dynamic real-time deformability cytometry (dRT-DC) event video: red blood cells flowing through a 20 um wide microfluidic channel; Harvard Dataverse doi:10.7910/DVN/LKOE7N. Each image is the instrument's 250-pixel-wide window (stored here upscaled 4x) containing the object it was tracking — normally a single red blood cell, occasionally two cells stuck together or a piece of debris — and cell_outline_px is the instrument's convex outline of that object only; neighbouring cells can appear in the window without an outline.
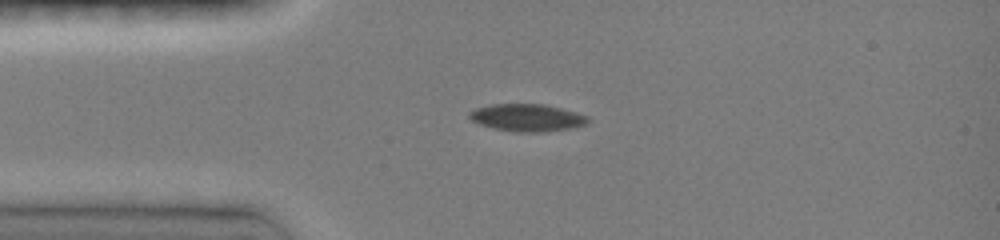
{"species": "common noctule bat (a hibernating species)", "species_latin": "Nyctalus noctula", "temperature_condition": "room temperature", "stored_images_in_passage": 21, "camera_frame_rate_fps": 3000, "um_per_image_px": 0.085, "animal": {"sex": "female", "body_mass_g": 19.0, "forearm_length_mm": 51.5}, "frame": {"image": 1, "passage_image": 1, "time_ms": 0.0, "image_size_px": [1000, 240], "cell_outline_px": [[588, 120], [584, 124], [572, 128], [540, 132], [516, 132], [496, 128], [480, 124], [472, 120], [468, 116], [468, 112], [476, 108], [492, 104], [544, 104], [576, 112], [588, 116]], "centroid_in_image_um": [44.79, 9.99], "position_along_channel_um": 40.2, "area_um2": 18.67}}
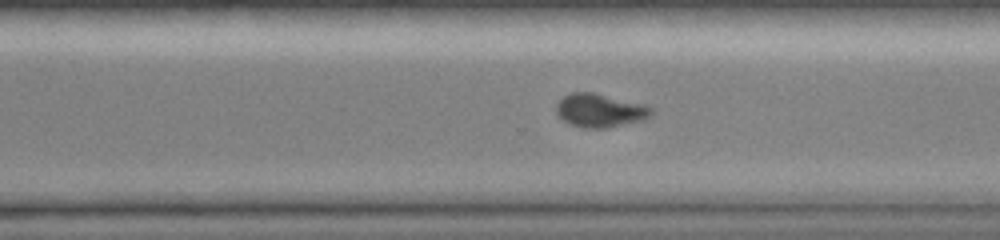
{"frame": {"image": 2, "passage_image": 14, "time_ms": 7.333, "image_size_px": [1000, 240], "cell_outline_px": [[656, 112], [652, 116], [640, 120], [608, 128], [584, 128], [568, 124], [560, 120], [556, 112], [556, 104], [564, 96], [572, 92], [592, 92], [644, 104], [656, 108]], "centroid_in_image_um": [51.01, 9.4], "position_along_channel_um": 319.6, "area_um2": 18.84}}
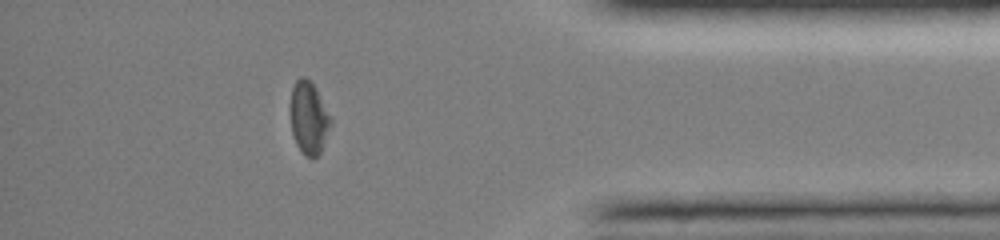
{"frame": {"image": 3, "passage_image": 19, "time_ms": 10.0, "image_size_px": [1000, 240], "cell_outline_px": [[332, 124], [320, 152], [312, 160], [304, 156], [296, 144], [292, 132], [288, 108], [292, 88], [296, 80], [300, 76], [304, 76], [316, 88], [332, 116]], "centroid_in_image_um": [26.23, 10.02], "position_along_channel_um": 409.0, "area_um2": 17.63}, "authors_computed_cell_mechanics": {"area_um2": 19.0162, "velocity_mm_per_s": 4.0387, "shape_relaxation_time_tau1_ms": 6.1972, "shape_relaxation_time_tau2_ms": 5.2178, "deformation_change_tau1": 0.1677, "deformation_change_tau2": 0.0726}}